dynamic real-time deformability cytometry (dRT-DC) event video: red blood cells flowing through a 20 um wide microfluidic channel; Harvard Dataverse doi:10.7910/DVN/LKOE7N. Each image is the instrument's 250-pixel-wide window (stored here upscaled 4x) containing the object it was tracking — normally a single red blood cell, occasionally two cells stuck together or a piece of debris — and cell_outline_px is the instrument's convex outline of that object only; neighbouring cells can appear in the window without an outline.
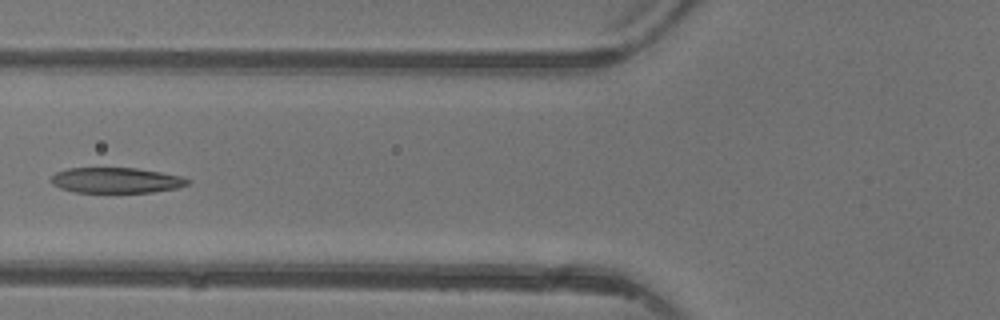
{"species": "common noctule bat (a hibernating species)", "species_latin": "Nyctalus noctula", "temperature_condition": "warm", "stored_images_in_passage": 5, "camera_frame_rate_fps": 3000, "um_per_image_px": 0.085, "animal": {"sex": "female"}, "frame": {"image": 1, "passage_image": 5, "time_ms": 4.667, "image_size_px": [1000, 320], "cell_outline_px": [[192, 180], [188, 184], [176, 188], [152, 192], [76, 192], [60, 188], [52, 184], [52, 176], [56, 172], [68, 168], [136, 168], [160, 172], [180, 176]], "centroid_in_image_um": [9.87, 15.32], "position_along_channel_um": 115.9, "area_um2": 20.11}}